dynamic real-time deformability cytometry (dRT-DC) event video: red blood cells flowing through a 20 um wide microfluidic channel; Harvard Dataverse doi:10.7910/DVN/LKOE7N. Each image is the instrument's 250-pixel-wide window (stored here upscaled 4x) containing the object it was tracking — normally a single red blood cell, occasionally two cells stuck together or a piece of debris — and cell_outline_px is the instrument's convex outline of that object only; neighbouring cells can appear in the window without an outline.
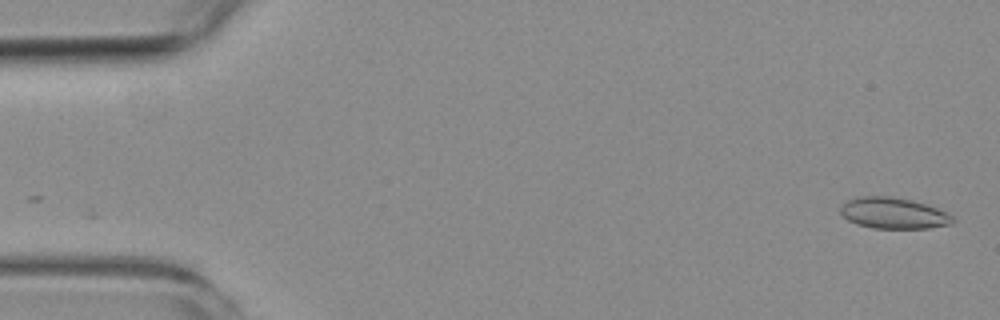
{"species": "common noctule bat (a hibernating species)", "species_latin": "Nyctalus noctula", "temperature_condition": "room temperature", "stored_images_in_passage": 6, "segment_of_instrument_passage": [2, 2], "camera_frame_rate_fps": 3000, "um_per_image_px": 0.085, "animal": {"sex": "female", "body_mass_g": 19.3, "forearm_length_mm": 54.1}, "frame": {"image": 1, "passage_image": 6, "time_ms": 6.667, "image_size_px": [1000, 320], "cell_outline_px": [[956, 220], [952, 224], [928, 228], [872, 228], [856, 224], [848, 220], [840, 212], [840, 208], [848, 200], [856, 196], [888, 196], [912, 200], [936, 208], [952, 216]], "centroid_in_image_um": [75.93, 18.12], "position_along_channel_um": 9.1, "area_um2": 20.23}}